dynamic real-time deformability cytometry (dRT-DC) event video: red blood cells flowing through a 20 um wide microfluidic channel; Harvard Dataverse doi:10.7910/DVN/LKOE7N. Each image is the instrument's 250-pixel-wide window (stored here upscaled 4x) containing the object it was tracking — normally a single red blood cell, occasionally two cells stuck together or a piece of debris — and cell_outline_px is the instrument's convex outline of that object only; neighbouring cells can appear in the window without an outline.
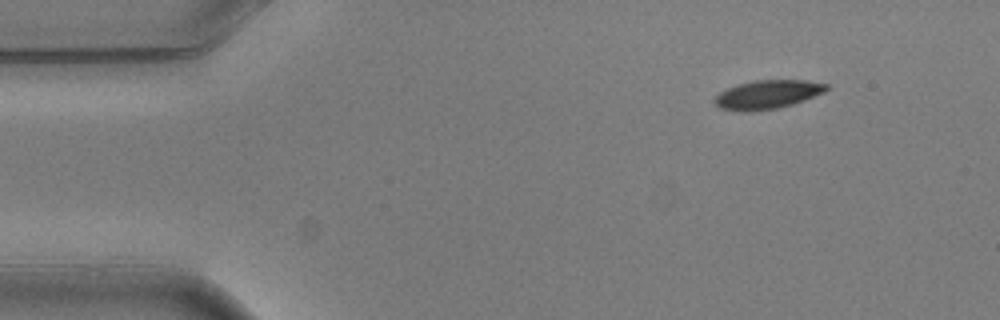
{"species": "common noctule bat (a hibernating species)", "species_latin": "Nyctalus noctula", "temperature_condition": "warm", "stored_images_in_passage": 9, "camera_frame_rate_fps": 3000, "um_per_image_px": 0.085, "animal": {"sex": "male", "body_mass_g": 20.5, "forearm_length_mm": 52.5}, "frame": {"image": 1, "passage_image": 1, "time_ms": 0.0, "image_size_px": [1000, 320], "cell_outline_px": [[832, 88], [824, 92], [804, 100], [792, 104], [776, 108], [752, 112], [744, 112], [720, 108], [712, 100], [720, 92], [736, 84], [752, 80], [808, 80], [828, 84]], "centroid_in_image_um": [65.25, 8.02], "position_along_channel_um": 19.8, "area_um2": 18.9}}
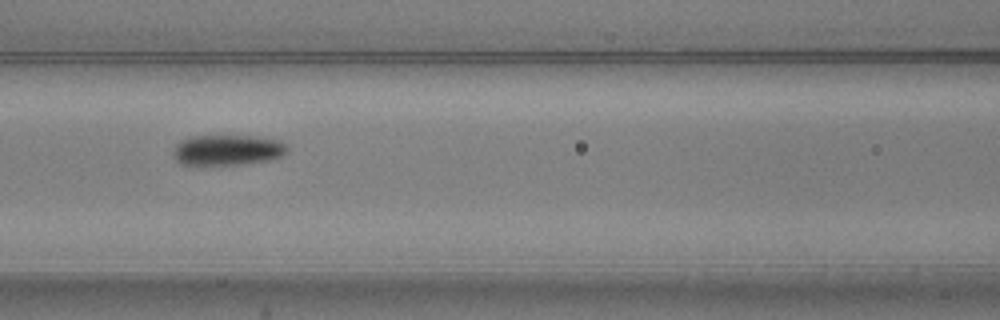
{"frame": {"image": 2, "passage_image": 6, "time_ms": 1.667, "image_size_px": [1000, 320], "cell_outline_px": [[288, 148], [280, 156], [272, 160], [244, 164], [204, 168], [200, 168], [180, 164], [172, 156], [172, 152], [176, 144], [180, 140], [192, 136], [256, 136], [280, 140], [288, 144]], "centroid_in_image_um": [19.26, 12.8], "position_along_channel_um": 147.3, "area_um2": 21.39}}
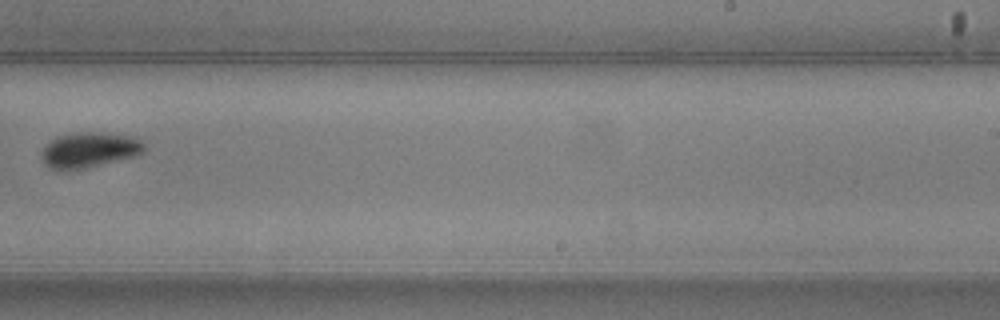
{"frame": {"image": 3, "passage_image": 9, "time_ms": 2.667, "image_size_px": [1000, 320], "cell_outline_px": [[144, 152], [136, 156], [84, 168], [48, 168], [44, 164], [44, 148], [52, 140], [60, 136], [72, 132], [100, 132], [132, 136], [140, 140], [144, 144]], "centroid_in_image_um": [7.66, 12.71], "position_along_channel_um": 281.3, "area_um2": 20.58}}